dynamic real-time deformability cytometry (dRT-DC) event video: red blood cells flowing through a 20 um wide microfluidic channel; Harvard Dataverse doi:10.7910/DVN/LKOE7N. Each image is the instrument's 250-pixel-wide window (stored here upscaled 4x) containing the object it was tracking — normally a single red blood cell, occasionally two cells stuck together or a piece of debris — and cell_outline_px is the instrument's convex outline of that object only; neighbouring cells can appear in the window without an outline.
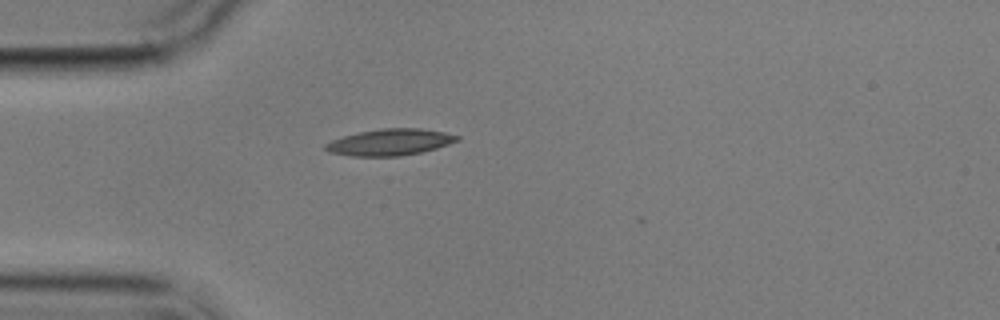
{"species": "common noctule bat (a hibernating species)", "species_latin": "Nyctalus noctula", "temperature_condition": "cold", "stored_images_in_passage": 1, "camera_frame_rate_fps": 3000, "um_per_image_px": 0.085, "animal": {"sex": "male", "body_mass_g": 17.9}, "frame": {"image": 1, "passage_image": 1, "time_ms": 0.0, "image_size_px": [1000, 320], "cell_outline_px": [[460, 140], [436, 148], [420, 152], [400, 156], [348, 156], [328, 152], [324, 148], [324, 144], [332, 140], [344, 136], [360, 132], [380, 128], [420, 128], [444, 132], [460, 136]], "centroid_in_image_um": [33.13, 12.09], "position_along_channel_um": 51.9, "area_um2": 20.29}}